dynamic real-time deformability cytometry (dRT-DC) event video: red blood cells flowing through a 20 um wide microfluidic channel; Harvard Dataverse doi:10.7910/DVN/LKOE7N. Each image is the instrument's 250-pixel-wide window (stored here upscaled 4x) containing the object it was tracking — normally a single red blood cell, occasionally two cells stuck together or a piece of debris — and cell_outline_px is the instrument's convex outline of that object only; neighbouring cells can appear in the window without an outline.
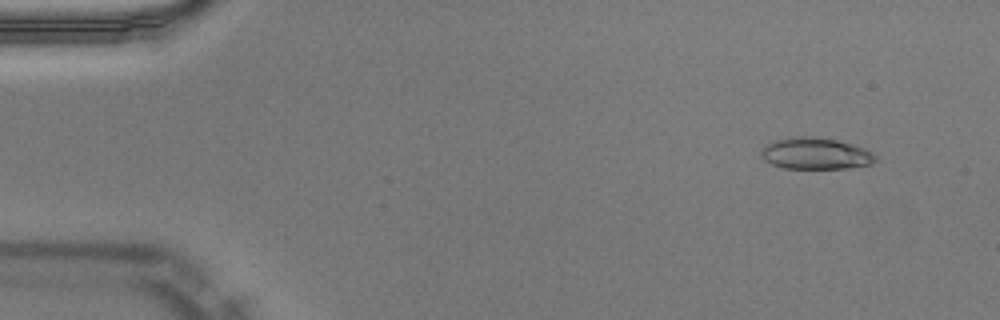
{"species": "Egyptian fruit bat (a non-hibernating species)", "species_latin": "Rousettus aegyptiacus", "temperature_condition": "warm", "stored_images_in_passage": 16, "camera_frame_rate_fps": 3000, "um_per_image_px": 0.085, "animal": {"sex": "male"}, "frame": {"image": 1, "passage_image": 5, "time_ms": 1.333, "image_size_px": [1000, 320], "cell_outline_px": [[876, 160], [872, 164], [844, 168], [784, 168], [772, 164], [764, 160], [760, 156], [764, 148], [768, 144], [776, 140], [800, 136], [812, 136], [836, 140], [852, 144], [864, 148], [872, 152], [876, 156]], "centroid_in_image_um": [69.35, 13.05], "position_along_channel_um": 15.7, "area_um2": 20.75}}